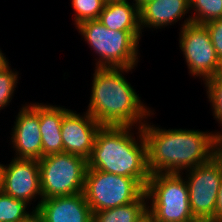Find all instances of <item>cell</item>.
<instances>
[{
	"label": "cell",
	"instance_id": "1",
	"mask_svg": "<svg viewBox=\"0 0 222 222\" xmlns=\"http://www.w3.org/2000/svg\"><path fill=\"white\" fill-rule=\"evenodd\" d=\"M146 121L141 127L147 143L151 174L187 171L216 155L215 132L165 129Z\"/></svg>",
	"mask_w": 222,
	"mask_h": 222
},
{
	"label": "cell",
	"instance_id": "2",
	"mask_svg": "<svg viewBox=\"0 0 222 222\" xmlns=\"http://www.w3.org/2000/svg\"><path fill=\"white\" fill-rule=\"evenodd\" d=\"M133 69L95 67L86 111L101 126L142 127L154 114L124 76Z\"/></svg>",
	"mask_w": 222,
	"mask_h": 222
},
{
	"label": "cell",
	"instance_id": "3",
	"mask_svg": "<svg viewBox=\"0 0 222 222\" xmlns=\"http://www.w3.org/2000/svg\"><path fill=\"white\" fill-rule=\"evenodd\" d=\"M133 129L128 126H101L87 159L88 168L134 178L145 188L151 176L147 143L142 128L136 127L137 139Z\"/></svg>",
	"mask_w": 222,
	"mask_h": 222
},
{
	"label": "cell",
	"instance_id": "4",
	"mask_svg": "<svg viewBox=\"0 0 222 222\" xmlns=\"http://www.w3.org/2000/svg\"><path fill=\"white\" fill-rule=\"evenodd\" d=\"M75 28L97 54L96 68H131L138 64L143 31H114L98 19L83 21Z\"/></svg>",
	"mask_w": 222,
	"mask_h": 222
},
{
	"label": "cell",
	"instance_id": "5",
	"mask_svg": "<svg viewBox=\"0 0 222 222\" xmlns=\"http://www.w3.org/2000/svg\"><path fill=\"white\" fill-rule=\"evenodd\" d=\"M147 213L154 222H194L184 175L151 174L145 187ZM150 201V202H149Z\"/></svg>",
	"mask_w": 222,
	"mask_h": 222
},
{
	"label": "cell",
	"instance_id": "6",
	"mask_svg": "<svg viewBox=\"0 0 222 222\" xmlns=\"http://www.w3.org/2000/svg\"><path fill=\"white\" fill-rule=\"evenodd\" d=\"M43 199L80 194L84 190L87 159L67 152L38 160Z\"/></svg>",
	"mask_w": 222,
	"mask_h": 222
},
{
	"label": "cell",
	"instance_id": "7",
	"mask_svg": "<svg viewBox=\"0 0 222 222\" xmlns=\"http://www.w3.org/2000/svg\"><path fill=\"white\" fill-rule=\"evenodd\" d=\"M144 192L134 178L87 168L83 193L92 213L134 202Z\"/></svg>",
	"mask_w": 222,
	"mask_h": 222
},
{
	"label": "cell",
	"instance_id": "8",
	"mask_svg": "<svg viewBox=\"0 0 222 222\" xmlns=\"http://www.w3.org/2000/svg\"><path fill=\"white\" fill-rule=\"evenodd\" d=\"M179 32V47L191 76L205 83L213 78L219 67V57L204 24L192 23L191 16L184 20Z\"/></svg>",
	"mask_w": 222,
	"mask_h": 222
},
{
	"label": "cell",
	"instance_id": "9",
	"mask_svg": "<svg viewBox=\"0 0 222 222\" xmlns=\"http://www.w3.org/2000/svg\"><path fill=\"white\" fill-rule=\"evenodd\" d=\"M181 174H186L193 216L199 220H211L222 181V161L214 155L208 162Z\"/></svg>",
	"mask_w": 222,
	"mask_h": 222
},
{
	"label": "cell",
	"instance_id": "10",
	"mask_svg": "<svg viewBox=\"0 0 222 222\" xmlns=\"http://www.w3.org/2000/svg\"><path fill=\"white\" fill-rule=\"evenodd\" d=\"M1 190L28 205L39 198L37 205L33 207L37 209L43 199L38 160L13 157L11 162L4 166Z\"/></svg>",
	"mask_w": 222,
	"mask_h": 222
},
{
	"label": "cell",
	"instance_id": "11",
	"mask_svg": "<svg viewBox=\"0 0 222 222\" xmlns=\"http://www.w3.org/2000/svg\"><path fill=\"white\" fill-rule=\"evenodd\" d=\"M11 132V143L16 158H42V138L39 122V103L22 105L15 117Z\"/></svg>",
	"mask_w": 222,
	"mask_h": 222
},
{
	"label": "cell",
	"instance_id": "12",
	"mask_svg": "<svg viewBox=\"0 0 222 222\" xmlns=\"http://www.w3.org/2000/svg\"><path fill=\"white\" fill-rule=\"evenodd\" d=\"M84 113L80 115V113L77 114L76 111L70 109L63 116L61 136L63 152L76 154L88 159L101 125L87 111Z\"/></svg>",
	"mask_w": 222,
	"mask_h": 222
},
{
	"label": "cell",
	"instance_id": "13",
	"mask_svg": "<svg viewBox=\"0 0 222 222\" xmlns=\"http://www.w3.org/2000/svg\"><path fill=\"white\" fill-rule=\"evenodd\" d=\"M44 222H92L93 213L84 193L42 199L36 209Z\"/></svg>",
	"mask_w": 222,
	"mask_h": 222
},
{
	"label": "cell",
	"instance_id": "14",
	"mask_svg": "<svg viewBox=\"0 0 222 222\" xmlns=\"http://www.w3.org/2000/svg\"><path fill=\"white\" fill-rule=\"evenodd\" d=\"M140 29H162L190 13V0H150L139 8Z\"/></svg>",
	"mask_w": 222,
	"mask_h": 222
},
{
	"label": "cell",
	"instance_id": "15",
	"mask_svg": "<svg viewBox=\"0 0 222 222\" xmlns=\"http://www.w3.org/2000/svg\"><path fill=\"white\" fill-rule=\"evenodd\" d=\"M69 110L62 106L39 103L42 157L63 152L61 124L63 116Z\"/></svg>",
	"mask_w": 222,
	"mask_h": 222
},
{
	"label": "cell",
	"instance_id": "16",
	"mask_svg": "<svg viewBox=\"0 0 222 222\" xmlns=\"http://www.w3.org/2000/svg\"><path fill=\"white\" fill-rule=\"evenodd\" d=\"M98 20L114 31H141L139 7L133 1L106 3Z\"/></svg>",
	"mask_w": 222,
	"mask_h": 222
},
{
	"label": "cell",
	"instance_id": "17",
	"mask_svg": "<svg viewBox=\"0 0 222 222\" xmlns=\"http://www.w3.org/2000/svg\"><path fill=\"white\" fill-rule=\"evenodd\" d=\"M147 195L144 192L136 201L116 208L93 212L92 222H138L147 214Z\"/></svg>",
	"mask_w": 222,
	"mask_h": 222
},
{
	"label": "cell",
	"instance_id": "18",
	"mask_svg": "<svg viewBox=\"0 0 222 222\" xmlns=\"http://www.w3.org/2000/svg\"><path fill=\"white\" fill-rule=\"evenodd\" d=\"M194 10V14L193 11ZM192 12V13H191ZM192 23L206 24L222 18V0H190Z\"/></svg>",
	"mask_w": 222,
	"mask_h": 222
},
{
	"label": "cell",
	"instance_id": "19",
	"mask_svg": "<svg viewBox=\"0 0 222 222\" xmlns=\"http://www.w3.org/2000/svg\"><path fill=\"white\" fill-rule=\"evenodd\" d=\"M28 204L20 199L0 191V222H18L31 212L27 211ZM27 209V210H26Z\"/></svg>",
	"mask_w": 222,
	"mask_h": 222
},
{
	"label": "cell",
	"instance_id": "20",
	"mask_svg": "<svg viewBox=\"0 0 222 222\" xmlns=\"http://www.w3.org/2000/svg\"><path fill=\"white\" fill-rule=\"evenodd\" d=\"M74 9V25L86 20L98 19L105 6L104 0H71Z\"/></svg>",
	"mask_w": 222,
	"mask_h": 222
},
{
	"label": "cell",
	"instance_id": "21",
	"mask_svg": "<svg viewBox=\"0 0 222 222\" xmlns=\"http://www.w3.org/2000/svg\"><path fill=\"white\" fill-rule=\"evenodd\" d=\"M9 64L8 62L0 69V110L10 105L20 78L19 72L12 70Z\"/></svg>",
	"mask_w": 222,
	"mask_h": 222
},
{
	"label": "cell",
	"instance_id": "22",
	"mask_svg": "<svg viewBox=\"0 0 222 222\" xmlns=\"http://www.w3.org/2000/svg\"><path fill=\"white\" fill-rule=\"evenodd\" d=\"M213 118L222 126V77H213L205 83Z\"/></svg>",
	"mask_w": 222,
	"mask_h": 222
},
{
	"label": "cell",
	"instance_id": "23",
	"mask_svg": "<svg viewBox=\"0 0 222 222\" xmlns=\"http://www.w3.org/2000/svg\"><path fill=\"white\" fill-rule=\"evenodd\" d=\"M219 58L222 57V18L204 24Z\"/></svg>",
	"mask_w": 222,
	"mask_h": 222
},
{
	"label": "cell",
	"instance_id": "24",
	"mask_svg": "<svg viewBox=\"0 0 222 222\" xmlns=\"http://www.w3.org/2000/svg\"><path fill=\"white\" fill-rule=\"evenodd\" d=\"M211 220H214L216 222H222V181L218 191L214 217Z\"/></svg>",
	"mask_w": 222,
	"mask_h": 222
},
{
	"label": "cell",
	"instance_id": "25",
	"mask_svg": "<svg viewBox=\"0 0 222 222\" xmlns=\"http://www.w3.org/2000/svg\"><path fill=\"white\" fill-rule=\"evenodd\" d=\"M18 222H44V221L39 212L36 209L32 208L31 213L28 214L24 219L19 220Z\"/></svg>",
	"mask_w": 222,
	"mask_h": 222
},
{
	"label": "cell",
	"instance_id": "26",
	"mask_svg": "<svg viewBox=\"0 0 222 222\" xmlns=\"http://www.w3.org/2000/svg\"><path fill=\"white\" fill-rule=\"evenodd\" d=\"M216 156L222 161V130L215 131Z\"/></svg>",
	"mask_w": 222,
	"mask_h": 222
},
{
	"label": "cell",
	"instance_id": "27",
	"mask_svg": "<svg viewBox=\"0 0 222 222\" xmlns=\"http://www.w3.org/2000/svg\"><path fill=\"white\" fill-rule=\"evenodd\" d=\"M8 59L6 58L5 54L2 53V50L0 49V69L5 66L8 63Z\"/></svg>",
	"mask_w": 222,
	"mask_h": 222
},
{
	"label": "cell",
	"instance_id": "28",
	"mask_svg": "<svg viewBox=\"0 0 222 222\" xmlns=\"http://www.w3.org/2000/svg\"><path fill=\"white\" fill-rule=\"evenodd\" d=\"M138 222H154L153 218L147 213Z\"/></svg>",
	"mask_w": 222,
	"mask_h": 222
},
{
	"label": "cell",
	"instance_id": "29",
	"mask_svg": "<svg viewBox=\"0 0 222 222\" xmlns=\"http://www.w3.org/2000/svg\"><path fill=\"white\" fill-rule=\"evenodd\" d=\"M214 77H222V57L219 59V67Z\"/></svg>",
	"mask_w": 222,
	"mask_h": 222
},
{
	"label": "cell",
	"instance_id": "30",
	"mask_svg": "<svg viewBox=\"0 0 222 222\" xmlns=\"http://www.w3.org/2000/svg\"><path fill=\"white\" fill-rule=\"evenodd\" d=\"M4 164L0 163V191L2 189V184H3V170H4Z\"/></svg>",
	"mask_w": 222,
	"mask_h": 222
},
{
	"label": "cell",
	"instance_id": "31",
	"mask_svg": "<svg viewBox=\"0 0 222 222\" xmlns=\"http://www.w3.org/2000/svg\"><path fill=\"white\" fill-rule=\"evenodd\" d=\"M150 0H133L135 4L140 8L144 3L148 2Z\"/></svg>",
	"mask_w": 222,
	"mask_h": 222
},
{
	"label": "cell",
	"instance_id": "32",
	"mask_svg": "<svg viewBox=\"0 0 222 222\" xmlns=\"http://www.w3.org/2000/svg\"><path fill=\"white\" fill-rule=\"evenodd\" d=\"M105 3H109V2H122V1H127V0H104Z\"/></svg>",
	"mask_w": 222,
	"mask_h": 222
},
{
	"label": "cell",
	"instance_id": "33",
	"mask_svg": "<svg viewBox=\"0 0 222 222\" xmlns=\"http://www.w3.org/2000/svg\"><path fill=\"white\" fill-rule=\"evenodd\" d=\"M194 222H216V221H214V220H199V219H197Z\"/></svg>",
	"mask_w": 222,
	"mask_h": 222
}]
</instances>
